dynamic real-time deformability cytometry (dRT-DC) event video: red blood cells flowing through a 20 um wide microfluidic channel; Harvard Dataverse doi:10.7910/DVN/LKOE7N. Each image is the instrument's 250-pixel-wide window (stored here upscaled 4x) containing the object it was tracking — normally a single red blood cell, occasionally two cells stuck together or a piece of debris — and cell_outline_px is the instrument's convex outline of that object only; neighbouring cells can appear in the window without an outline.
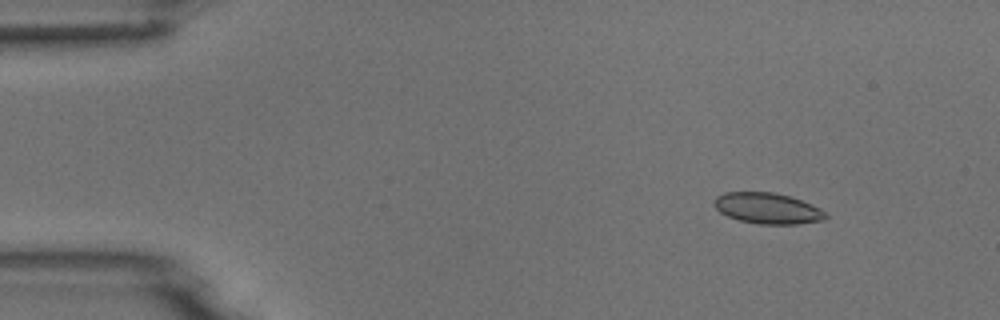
{"species": "common noctule bat (a hibernating species)", "species_latin": "Nyctalus noctula", "temperature_condition": "room temperature", "stored_images_in_passage": 9, "camera_frame_rate_fps": 3000, "um_per_image_px": 0.085, "animal": {"sex": "male", "body_mass_g": 18.8}, "frame": {"image": 1, "passage_image": 2, "time_ms": 1.0, "image_size_px": [1000, 320], "cell_outline_px": [[828, 216], [824, 220], [796, 224], [760, 224], [740, 220], [728, 216], [720, 212], [712, 204], [716, 196], [724, 192], [772, 192], [788, 196], [812, 204], [828, 212]], "centroid_in_image_um": [65.25, 17.7], "position_along_channel_um": 19.7, "area_um2": 20.11}}